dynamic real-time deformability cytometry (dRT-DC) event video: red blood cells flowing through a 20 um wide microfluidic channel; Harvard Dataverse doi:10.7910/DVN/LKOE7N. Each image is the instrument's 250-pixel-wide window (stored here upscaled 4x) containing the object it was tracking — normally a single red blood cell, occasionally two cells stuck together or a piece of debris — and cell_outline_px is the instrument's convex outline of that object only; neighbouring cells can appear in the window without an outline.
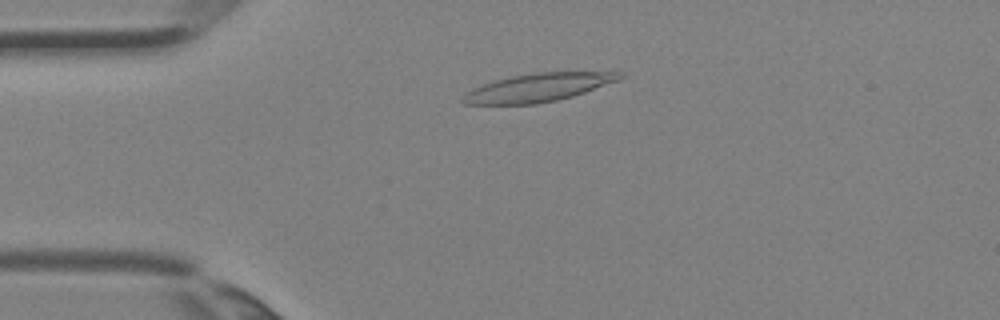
{"species": "Egyptian fruit bat (a non-hibernating species)", "species_latin": "Rousettus aegyptiacus", "temperature_condition": "room temperature", "stored_images_in_passage": 4, "camera_frame_rate_fps": 3000, "um_per_image_px": 0.085, "animal": {"sex": "female"}, "frame": {"image": 1, "passage_image": 4, "time_ms": 1.0, "image_size_px": [1000, 320], "cell_outline_px": [[624, 76], [620, 80], [572, 96], [556, 100], [536, 104], [464, 104], [460, 100], [472, 88], [496, 80], [512, 76], [536, 72], [620, 72]], "centroid_in_image_um": [45.75, 7.44], "position_along_channel_um": 39.2, "area_um2": 25.49}}